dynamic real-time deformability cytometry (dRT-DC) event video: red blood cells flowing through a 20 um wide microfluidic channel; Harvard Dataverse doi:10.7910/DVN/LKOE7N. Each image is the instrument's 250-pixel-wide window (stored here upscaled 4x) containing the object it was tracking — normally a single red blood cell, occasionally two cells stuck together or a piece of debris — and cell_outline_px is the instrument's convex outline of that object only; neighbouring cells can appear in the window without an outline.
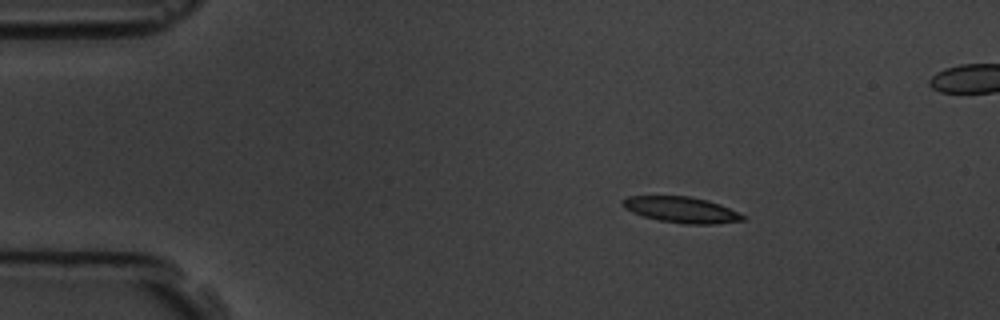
{"species": "common noctule bat (a hibernating species)", "species_latin": "Nyctalus noctula", "temperature_condition": "room temperature", "stored_images_in_passage": 5, "camera_frame_rate_fps": 3000, "um_per_image_px": 0.085, "animal": {"sex": "male", "body_mass_g": 19.5, "forearm_length_mm": 54.6}, "frame": {"image": 1, "passage_image": 2, "time_ms": 1.0, "image_size_px": [1000, 320], "cell_outline_px": [[748, 216], [744, 220], [716, 224], [684, 224], [660, 220], [644, 216], [632, 212], [624, 208], [620, 204], [620, 200], [628, 196], [688, 196], [708, 200], [720, 204]], "centroid_in_image_um": [57.93, 17.82], "position_along_channel_um": 27.1, "area_um2": 18.32}}